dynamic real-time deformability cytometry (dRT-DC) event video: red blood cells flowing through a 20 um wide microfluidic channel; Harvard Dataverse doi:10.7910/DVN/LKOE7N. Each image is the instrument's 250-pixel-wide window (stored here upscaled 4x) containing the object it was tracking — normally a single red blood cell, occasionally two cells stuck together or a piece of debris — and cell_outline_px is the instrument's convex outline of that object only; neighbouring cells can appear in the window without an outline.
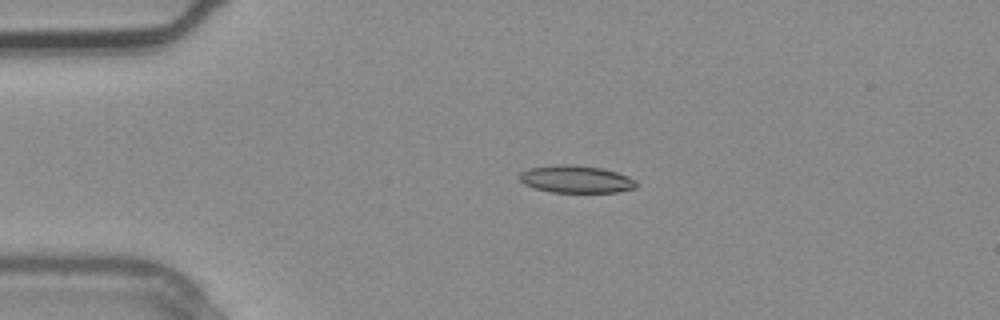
{"species": "common noctule bat (a hibernating species)", "species_latin": "Nyctalus noctula", "temperature_condition": "warm", "stored_images_in_passage": 4, "camera_frame_rate_fps": 3000, "um_per_image_px": 0.085, "animal": {"sex": "male", "body_mass_g": 20.4}, "frame": {"image": 1, "passage_image": 2, "time_ms": 0.333, "image_size_px": [1000, 320], "cell_outline_px": [[636, 188], [616, 192], [552, 192], [536, 188], [524, 184], [520, 180], [520, 172], [528, 168], [556, 164], [568, 164], [604, 168], [628, 176], [636, 180]], "centroid_in_image_um": [48.97, 15.22], "position_along_channel_um": 36.0, "area_um2": 18.67}}
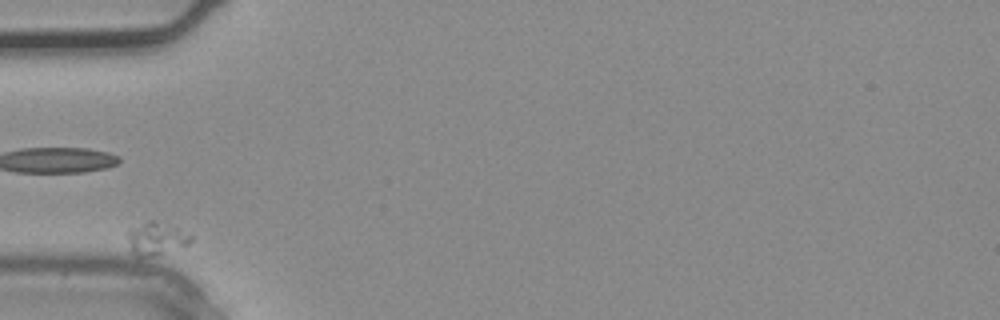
{"frame": {"image": 2, "passage_image": 3, "time_ms": 0.667, "image_size_px": [1000, 320], "cell_outline_px": [[192, 240], [188, 244], [156, 256], [136, 256], [132, 252], [128, 236], [128, 232], [132, 228], [148, 220], [156, 220], [176, 228], [192, 236]], "centroid_in_image_um": [13.28, 20.28], "position_along_channel_um": 71.7, "area_um2": 11.73}}
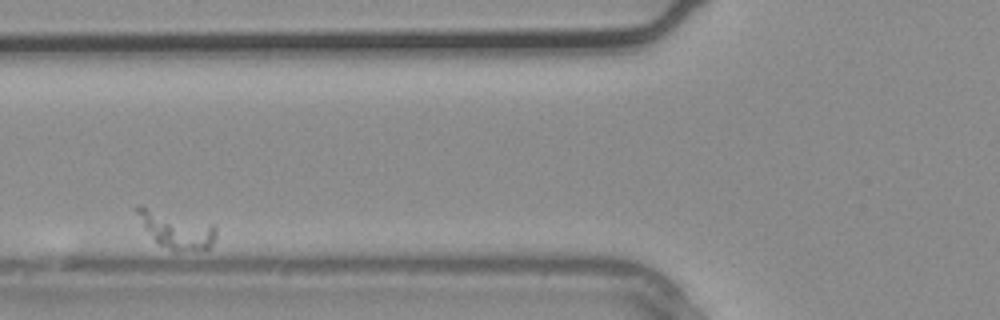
{"frame": {"image": 3, "passage_image": 4, "time_ms": 1.0, "image_size_px": [1000, 320], "cell_outline_px": [[216, 236], [212, 244], [208, 248], [176, 252], [172, 252], [160, 244], [144, 228], [132, 208], [136, 204], [140, 204], [216, 224]], "centroid_in_image_um": [14.96, 19.48], "position_along_channel_um": 110.8, "area_um2": 17.46}}